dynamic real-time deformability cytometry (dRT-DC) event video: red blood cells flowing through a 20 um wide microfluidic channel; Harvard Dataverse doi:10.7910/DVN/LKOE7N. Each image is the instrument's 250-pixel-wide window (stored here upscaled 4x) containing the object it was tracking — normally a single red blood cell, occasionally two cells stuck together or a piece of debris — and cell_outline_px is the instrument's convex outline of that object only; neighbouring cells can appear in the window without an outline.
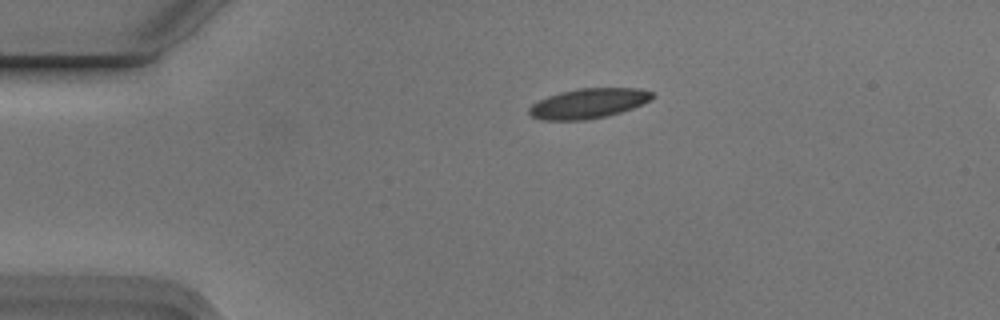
{"species": "Egyptian fruit bat (a non-hibernating species)", "species_latin": "Rousettus aegyptiacus", "temperature_condition": "cold", "stored_images_in_passage": 3, "segment_of_instrument_passage": [1, 2], "camera_frame_rate_fps": 3000, "um_per_image_px": 0.085, "animal": {"sex": "male"}, "frame": {"image": 1, "passage_image": 1, "time_ms": 0.0, "image_size_px": [1000, 320], "cell_outline_px": [[656, 96], [652, 100], [632, 108], [620, 112], [604, 116], [584, 120], [540, 120], [532, 116], [528, 112], [528, 108], [532, 104], [548, 96], [560, 92], [580, 88], [640, 88], [652, 92]], "centroid_in_image_um": [50.03, 8.78], "position_along_channel_um": 35.0, "area_um2": 21.44}}